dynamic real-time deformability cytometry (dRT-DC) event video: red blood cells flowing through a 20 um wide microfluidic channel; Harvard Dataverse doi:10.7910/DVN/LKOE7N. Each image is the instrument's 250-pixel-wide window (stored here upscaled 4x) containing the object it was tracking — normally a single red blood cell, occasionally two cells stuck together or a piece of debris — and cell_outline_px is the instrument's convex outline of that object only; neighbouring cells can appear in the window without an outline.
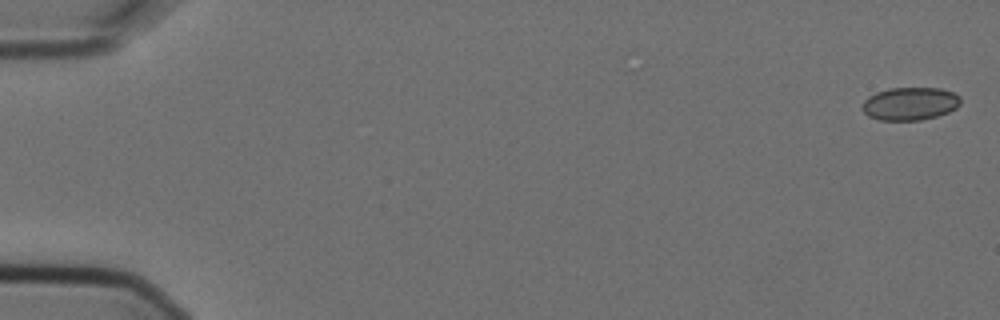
{"species": "Egyptian fruit bat (a non-hibernating species)", "species_latin": "Rousettus aegyptiacus", "temperature_condition": "cold", "stored_images_in_passage": 6, "camera_frame_rate_fps": 3000, "um_per_image_px": 0.085, "animal": {"sex": "female"}, "frame": {"image": 1, "passage_image": 1, "time_ms": 0.0, "image_size_px": [1000, 320], "cell_outline_px": [[960, 104], [956, 108], [948, 112], [936, 116], [920, 120], [880, 120], [868, 116], [860, 108], [864, 100], [868, 96], [876, 92], [888, 88], [940, 88], [952, 92], [960, 96]], "centroid_in_image_um": [77.32, 8.81], "position_along_channel_um": 7.7, "area_um2": 18.96}}
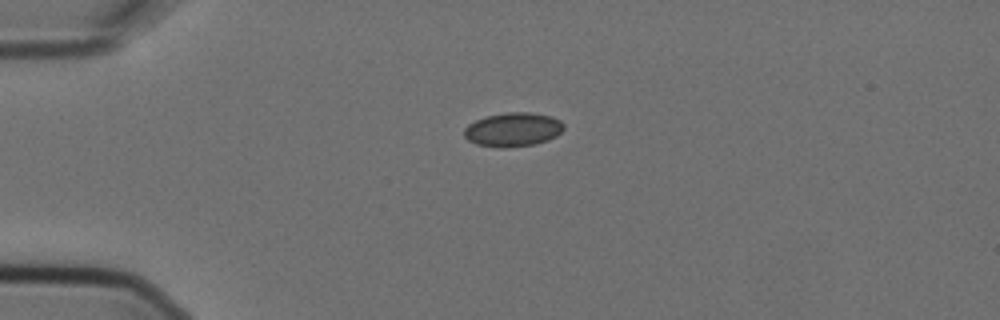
{"frame": {"image": 2, "passage_image": 4, "time_ms": 1.0, "image_size_px": [1000, 320], "cell_outline_px": [[564, 128], [556, 136], [548, 140], [536, 144], [504, 148], [476, 144], [468, 140], [464, 136], [464, 128], [468, 124], [476, 120], [488, 116], [508, 112], [528, 112], [552, 116], [560, 120], [564, 124]], "centroid_in_image_um": [43.61, 11.01], "position_along_channel_um": 41.4, "area_um2": 19.71}}
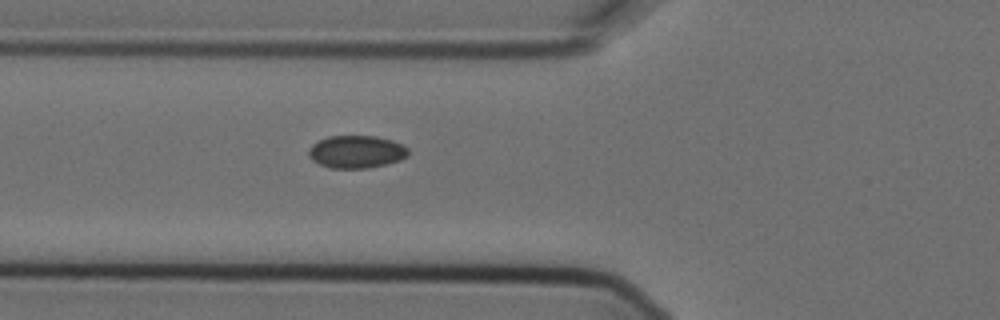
{"frame": {"image": 3, "passage_image": 6, "time_ms": 1.667, "image_size_px": [1000, 320], "cell_outline_px": [[408, 156], [400, 160], [368, 168], [332, 168], [320, 164], [312, 160], [308, 156], [308, 148], [312, 144], [328, 136], [376, 136], [392, 140], [408, 148]], "centroid_in_image_um": [30.27, 12.9], "position_along_channel_um": 95.5, "area_um2": 18.9}}